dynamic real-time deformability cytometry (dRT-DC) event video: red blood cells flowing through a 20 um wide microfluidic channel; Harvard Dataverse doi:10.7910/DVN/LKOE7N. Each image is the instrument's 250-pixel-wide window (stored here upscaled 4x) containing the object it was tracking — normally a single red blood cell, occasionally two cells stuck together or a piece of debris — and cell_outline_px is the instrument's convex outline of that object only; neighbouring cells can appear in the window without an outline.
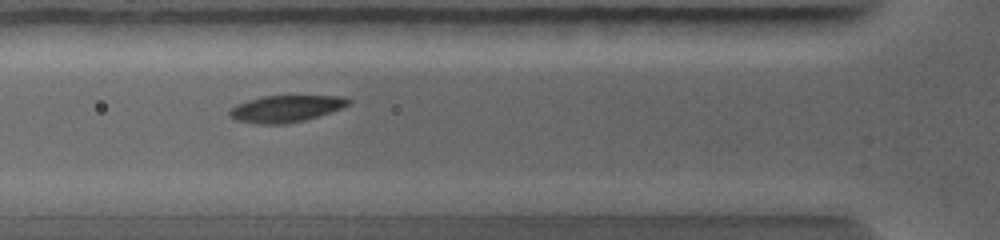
{"species": "common noctule bat (a hibernating species)", "species_latin": "Nyctalus noctula", "temperature_condition": "warm", "stored_images_in_passage": 39, "camera_frame_rate_fps": 5000, "um_per_image_px": 0.085, "animal": {"sex": "female", "body_mass_g": 19.0, "forearm_length_mm": 56.7}, "frame": {"image": 1, "passage_image": 10, "time_ms": 2.8, "image_size_px": [1000, 240], "cell_outline_px": [[352, 100], [348, 104], [340, 108], [304, 120], [284, 124], [264, 124], [236, 120], [228, 116], [228, 112], [236, 104], [260, 96], [344, 96]], "centroid_in_image_um": [24.25, 9.23], "position_along_channel_um": 101.5, "area_um2": 18.26}}
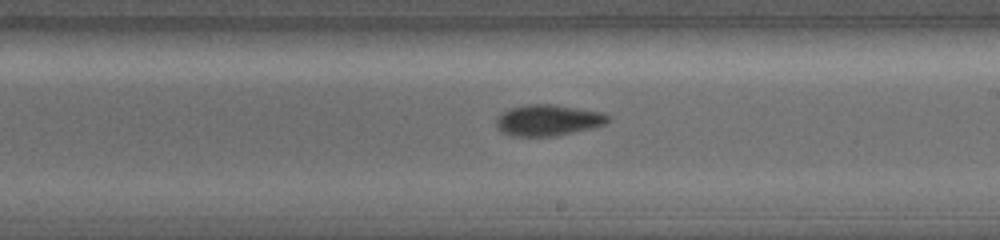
{"frame": {"image": 2, "passage_image": 18, "time_ms": 5.2, "image_size_px": [1000, 240], "cell_outline_px": [[612, 116], [604, 124], [556, 136], [512, 136], [496, 128], [496, 120], [508, 108], [528, 104], [552, 104], [604, 112]], "centroid_in_image_um": [46.58, 10.21], "position_along_channel_um": 242.4, "area_um2": 20.11}}
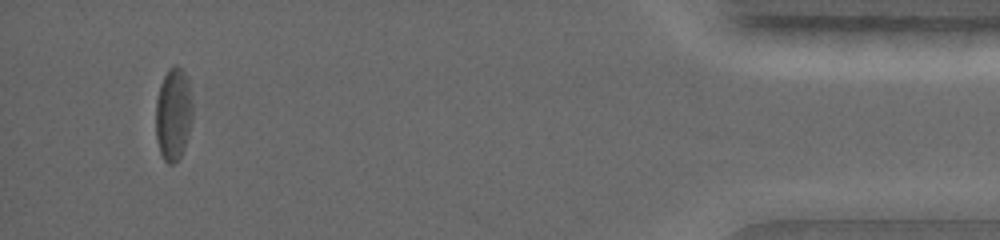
{"frame": {"image": 3, "passage_image": 35, "time_ms": 9.6, "image_size_px": [1000, 240], "cell_outline_px": [[192, 120], [184, 148], [180, 156], [172, 164], [168, 164], [164, 160], [160, 152], [156, 140], [156, 100], [160, 84], [168, 68], [172, 64], [176, 64], [184, 72], [188, 80], [192, 104]], "centroid_in_image_um": [14.72, 9.68], "position_along_channel_um": 420.5, "area_um2": 19.94}}